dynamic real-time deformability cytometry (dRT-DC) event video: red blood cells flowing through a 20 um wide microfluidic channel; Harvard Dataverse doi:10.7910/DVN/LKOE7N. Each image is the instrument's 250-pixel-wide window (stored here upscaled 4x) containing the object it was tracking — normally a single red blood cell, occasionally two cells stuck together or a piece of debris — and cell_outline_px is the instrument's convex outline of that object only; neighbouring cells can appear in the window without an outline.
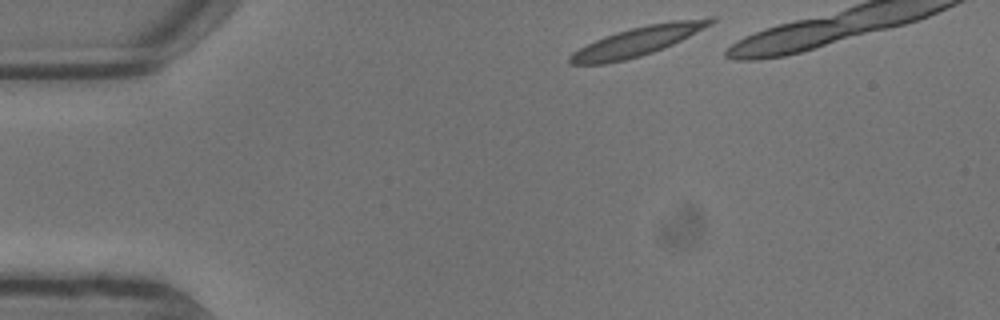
{"species": "common noctule bat (a hibernating species)", "species_latin": "Nyctalus noctula", "temperature_condition": "warm", "stored_images_in_passage": 8, "segment_of_instrument_passage": [1, 2], "camera_frame_rate_fps": 3000, "um_per_image_px": 0.085, "animal": {"sex": "male", "body_mass_g": 13.3}, "frame": {"image": 1, "passage_image": 1, "time_ms": 0.0, "image_size_px": [1000, 320], "cell_outline_px": [[716, 20], [712, 24], [664, 48], [640, 56], [624, 60], [604, 64], [568, 64], [568, 56], [572, 52], [596, 40], [616, 32], [648, 24], [672, 20], [708, 16], [716, 16]], "centroid_in_image_um": [54.24, 3.48], "position_along_channel_um": 30.8, "area_um2": 23.81}}
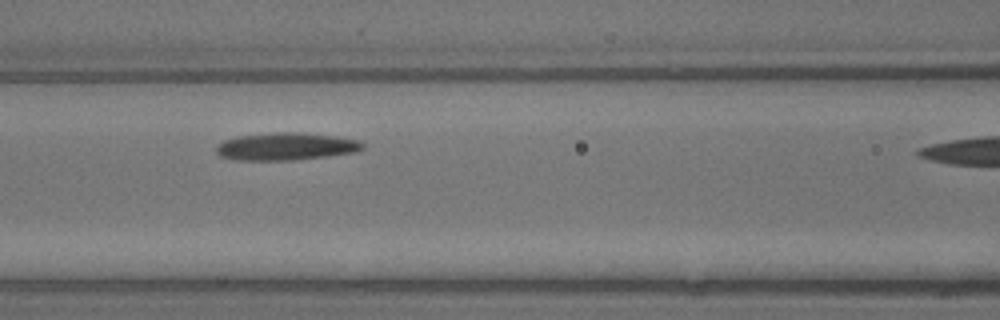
{"frame": {"image": 2, "passage_image": 6, "time_ms": 1.667, "image_size_px": [1000, 320], "cell_outline_px": [[364, 148], [356, 152], [328, 156], [292, 160], [232, 160], [220, 156], [216, 152], [216, 148], [224, 140], [236, 136], [276, 132], [296, 132], [332, 136], [360, 140], [364, 144]], "centroid_in_image_um": [24.3, 12.45], "position_along_channel_um": 142.3, "area_um2": 23.47}}
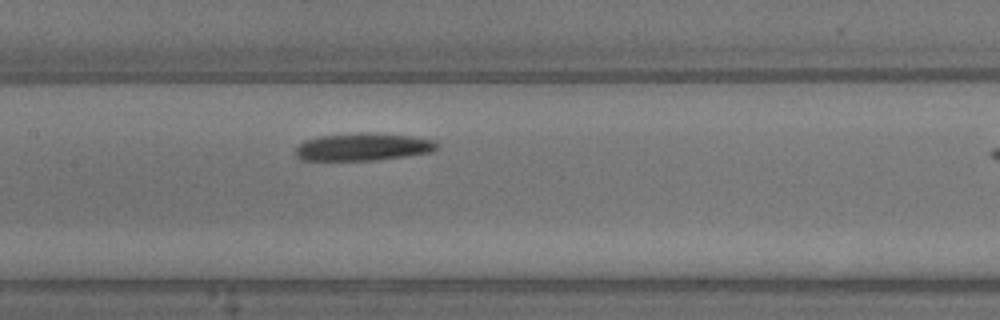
{"frame": {"image": 3, "passage_image": 7, "time_ms": 2.0, "image_size_px": [1000, 320], "cell_outline_px": [[440, 148], [432, 152], [376, 160], [300, 160], [292, 152], [304, 140], [316, 136], [360, 132], [376, 132], [412, 136], [436, 140], [440, 144]], "centroid_in_image_um": [30.87, 12.47], "position_along_channel_um": 176.5, "area_um2": 23.29}}